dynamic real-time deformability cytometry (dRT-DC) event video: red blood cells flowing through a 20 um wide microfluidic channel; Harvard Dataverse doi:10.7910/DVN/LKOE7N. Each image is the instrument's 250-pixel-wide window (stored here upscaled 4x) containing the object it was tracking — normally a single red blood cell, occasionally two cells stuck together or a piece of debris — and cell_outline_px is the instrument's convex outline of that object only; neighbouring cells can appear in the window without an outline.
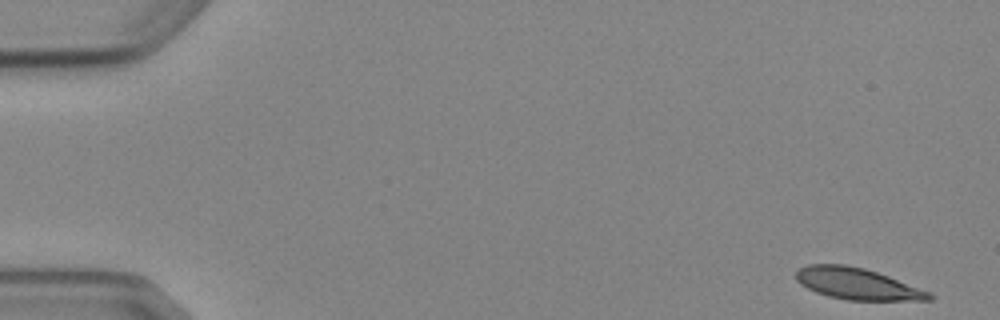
{"species": "Egyptian fruit bat (a non-hibernating species)", "species_latin": "Rousettus aegyptiacus", "temperature_condition": "cold", "stored_images_in_passage": 6, "camera_frame_rate_fps": 3000, "um_per_image_px": 0.085, "animal": {"sex": "female"}, "frame": {"image": 1, "passage_image": 1, "time_ms": 0.0, "image_size_px": [1000, 320], "cell_outline_px": [[936, 296], [932, 300], [848, 300], [828, 296], [816, 292], [800, 284], [796, 280], [796, 268], [808, 264], [848, 264], [864, 268], [888, 276], [932, 292]], "centroid_in_image_um": [72.87, 24.11], "position_along_channel_um": 12.1, "area_um2": 24.62}}